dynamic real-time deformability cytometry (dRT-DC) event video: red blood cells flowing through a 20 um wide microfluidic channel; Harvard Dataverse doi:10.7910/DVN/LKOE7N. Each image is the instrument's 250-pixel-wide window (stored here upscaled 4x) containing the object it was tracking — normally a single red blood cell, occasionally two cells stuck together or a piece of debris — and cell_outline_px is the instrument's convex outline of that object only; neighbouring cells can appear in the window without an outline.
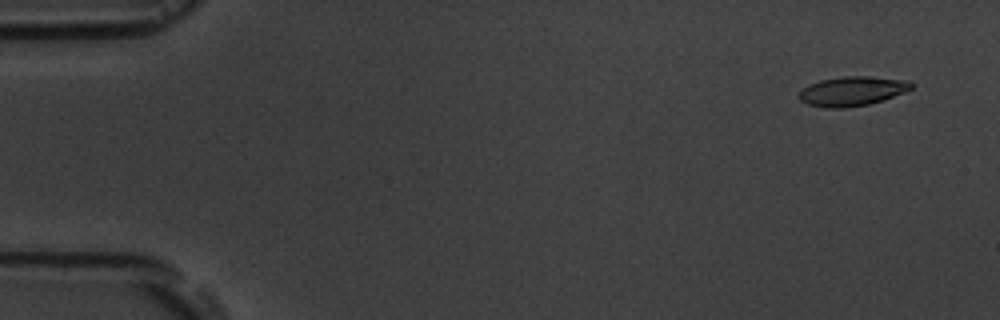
{"species": "common noctule bat (a hibernating species)", "species_latin": "Nyctalus noctula", "temperature_condition": "room temperature", "stored_images_in_passage": 7, "camera_frame_rate_fps": 3000, "um_per_image_px": 0.085, "animal": {"sex": "male", "body_mass_g": 19.5, "forearm_length_mm": 54.6}, "frame": {"image": 1, "passage_image": 2, "time_ms": 1.0, "image_size_px": [1000, 320], "cell_outline_px": [[912, 88], [904, 92], [884, 100], [868, 104], [844, 108], [824, 108], [808, 104], [800, 100], [796, 96], [808, 84], [820, 80], [844, 76], [868, 76], [908, 80], [912, 84]], "centroid_in_image_um": [72.41, 7.75], "position_along_channel_um": 12.6, "area_um2": 19.31}}
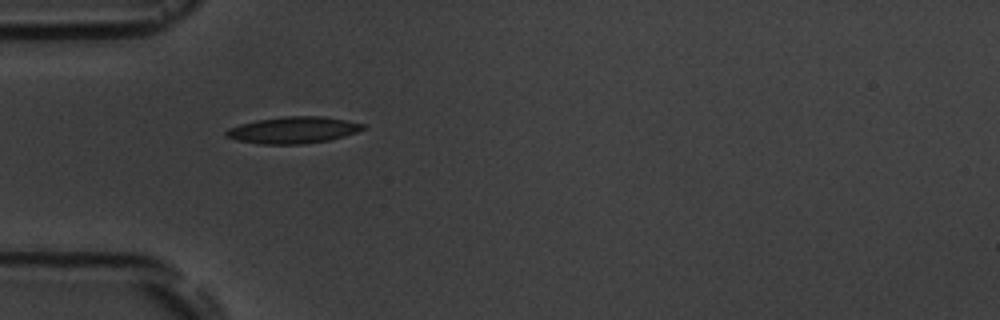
{"frame": {"image": 2, "passage_image": 6, "time_ms": 5.667, "image_size_px": [1000, 320], "cell_outline_px": [[368, 128], [344, 136], [328, 140], [304, 144], [260, 144], [236, 140], [224, 136], [224, 132], [228, 128], [240, 124], [256, 120], [284, 116], [324, 116], [368, 124]], "centroid_in_image_um": [24.94, 11.05], "position_along_channel_um": 60.1, "area_um2": 21.5}}
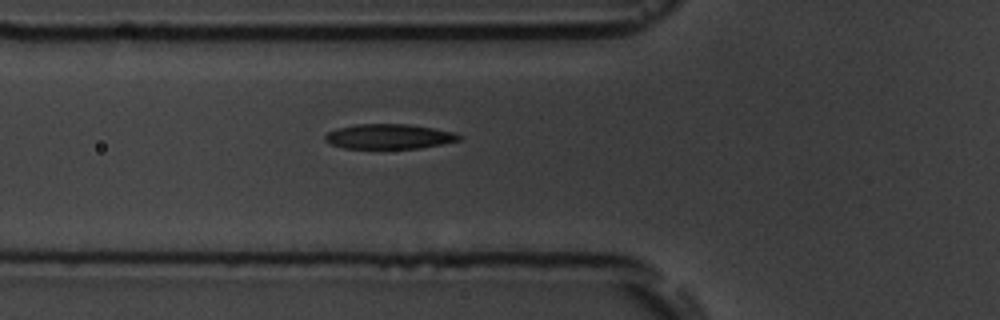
{"frame": {"image": 3, "passage_image": 7, "time_ms": 6.667, "image_size_px": [1000, 320], "cell_outline_px": [[460, 140], [420, 148], [344, 148], [332, 144], [324, 140], [324, 136], [328, 132], [336, 128], [356, 124], [408, 124], [432, 128], [452, 132], [460, 136]], "centroid_in_image_um": [33.01, 11.59], "position_along_channel_um": 92.8, "area_um2": 19.19}}